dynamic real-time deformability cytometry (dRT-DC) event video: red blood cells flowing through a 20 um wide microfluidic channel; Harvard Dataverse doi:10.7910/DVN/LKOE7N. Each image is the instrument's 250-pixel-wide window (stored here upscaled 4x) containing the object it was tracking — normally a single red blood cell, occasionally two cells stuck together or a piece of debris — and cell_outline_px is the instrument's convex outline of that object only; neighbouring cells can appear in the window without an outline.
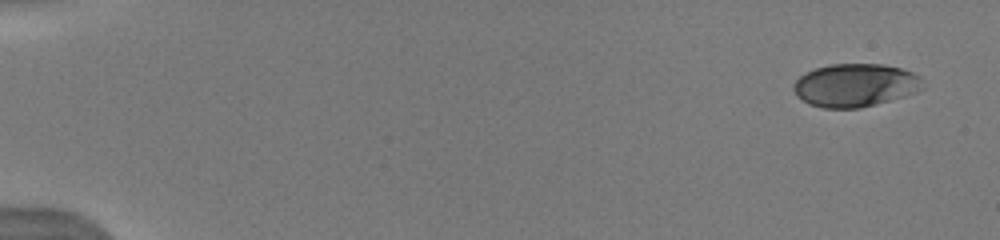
{"species": "human", "species_latin": "Homo sapiens", "temperature_condition": "warm", "stored_images_in_passage": 10, "camera_frame_rate_fps": 3000, "um_per_image_px": 0.085, "donor": {"sex": "male"}, "frame": {"image": 1, "passage_image": 1, "time_ms": 0.0, "image_size_px": [1000, 240], "cell_outline_px": [[924, 88], [916, 92], [904, 96], [876, 104], [860, 108], [824, 108], [808, 104], [796, 96], [792, 88], [796, 80], [804, 72], [816, 68], [832, 64], [884, 64], [900, 68], [912, 72], [920, 76], [924, 80]], "centroid_in_image_um": [72.7, 7.24], "position_along_channel_um": 12.3, "area_um2": 32.71}}
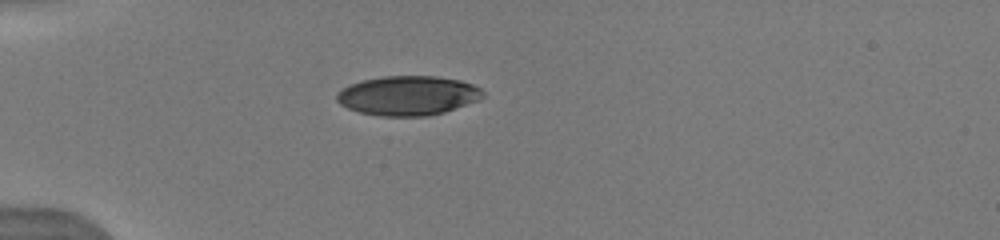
{"frame": {"image": 2, "passage_image": 6, "time_ms": 4.333, "image_size_px": [1000, 240], "cell_outline_px": [[484, 96], [476, 100], [444, 112], [424, 116], [380, 116], [360, 112], [348, 108], [340, 104], [336, 100], [336, 92], [348, 84], [364, 80], [384, 76], [436, 76], [460, 80], [472, 84], [480, 88], [484, 92]], "centroid_in_image_um": [34.63, 8.12], "position_along_channel_um": 50.4, "area_um2": 33.47}}